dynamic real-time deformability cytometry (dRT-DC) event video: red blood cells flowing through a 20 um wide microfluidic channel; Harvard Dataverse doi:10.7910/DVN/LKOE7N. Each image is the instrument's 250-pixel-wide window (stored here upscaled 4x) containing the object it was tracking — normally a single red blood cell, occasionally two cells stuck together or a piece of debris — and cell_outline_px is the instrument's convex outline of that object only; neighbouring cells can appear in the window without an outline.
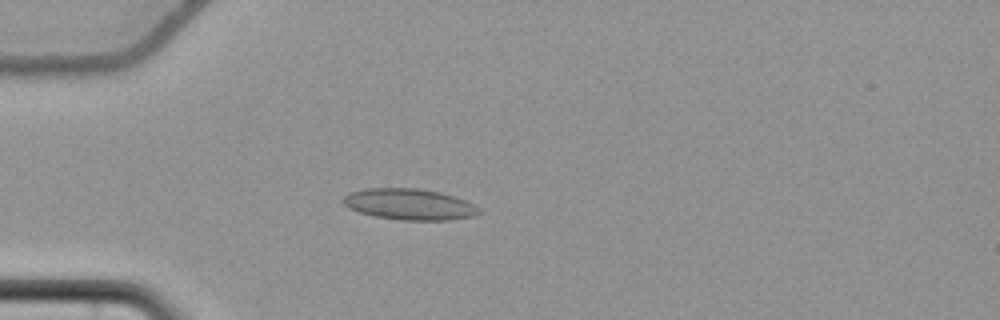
{"species": "common noctule bat (a hibernating species)", "species_latin": "Nyctalus noctula", "temperature_condition": "cold", "stored_images_in_passage": 58, "camera_frame_rate_fps": 3000, "um_per_image_px": 0.085, "animal": {"sex": "female", "body_mass_g": 22.7, "forearm_length_mm": 54.2}, "frame": {"image": 1, "passage_image": 18, "time_ms": 5.667, "image_size_px": [1000, 320], "cell_outline_px": [[480, 212], [476, 216], [448, 220], [400, 220], [376, 216], [360, 212], [348, 208], [340, 200], [348, 192], [368, 188], [416, 188], [440, 192], [456, 196], [468, 200], [480, 208]], "centroid_in_image_um": [34.82, 17.36], "position_along_channel_um": 50.2, "area_um2": 24.91}}
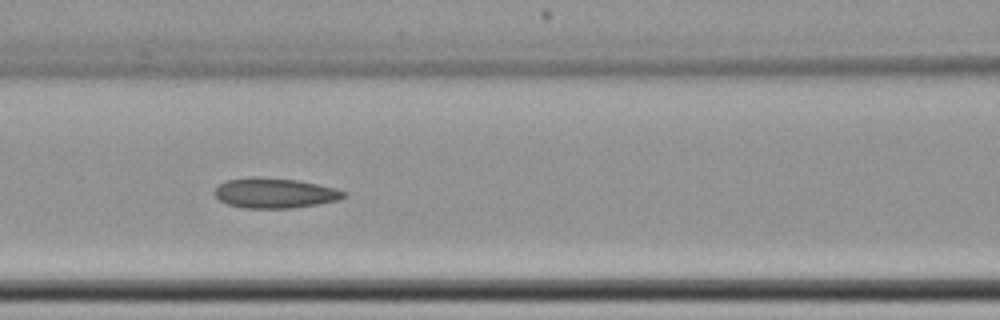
{"frame": {"image": 2, "passage_image": 27, "time_ms": 8.667, "image_size_px": [1000, 320], "cell_outline_px": [[348, 196], [340, 200], [316, 204], [288, 208], [244, 208], [228, 204], [220, 200], [212, 192], [220, 184], [228, 180], [248, 176], [256, 176], [300, 180], [336, 188], [348, 192]], "centroid_in_image_um": [23.39, 16.39], "position_along_channel_um": 143.2, "area_um2": 22.89}}
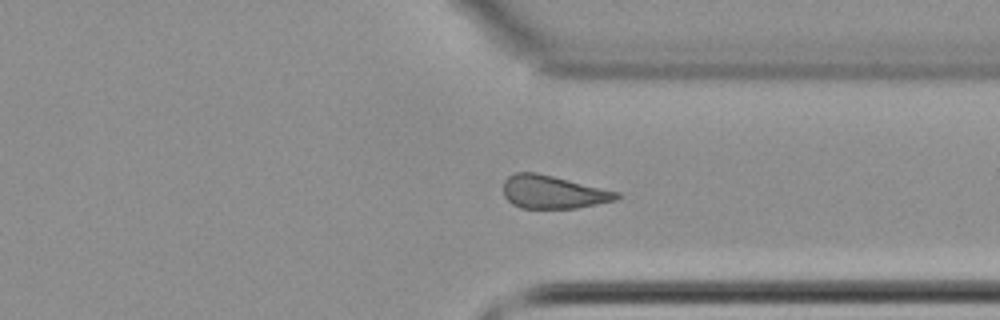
{"frame": {"image": 3, "passage_image": 45, "time_ms": 14.667, "image_size_px": [1000, 320], "cell_outline_px": [[620, 196], [616, 200], [576, 208], [520, 208], [512, 204], [504, 196], [504, 180], [508, 176], [516, 172], [536, 172], [620, 192]], "centroid_in_image_um": [46.99, 16.32], "position_along_channel_um": 364.4, "area_um2": 21.79}, "authors_computed_cell_mechanics": {"area_um2": 22.9177, "velocity_mm_per_s": 3.678, "shape_relaxation_time_tau1_ms": null, "shape_relaxation_time_tau2_ms": 7.9155, "deformation_change_tau1": null, "deformation_change_tau2": 0.1458}}